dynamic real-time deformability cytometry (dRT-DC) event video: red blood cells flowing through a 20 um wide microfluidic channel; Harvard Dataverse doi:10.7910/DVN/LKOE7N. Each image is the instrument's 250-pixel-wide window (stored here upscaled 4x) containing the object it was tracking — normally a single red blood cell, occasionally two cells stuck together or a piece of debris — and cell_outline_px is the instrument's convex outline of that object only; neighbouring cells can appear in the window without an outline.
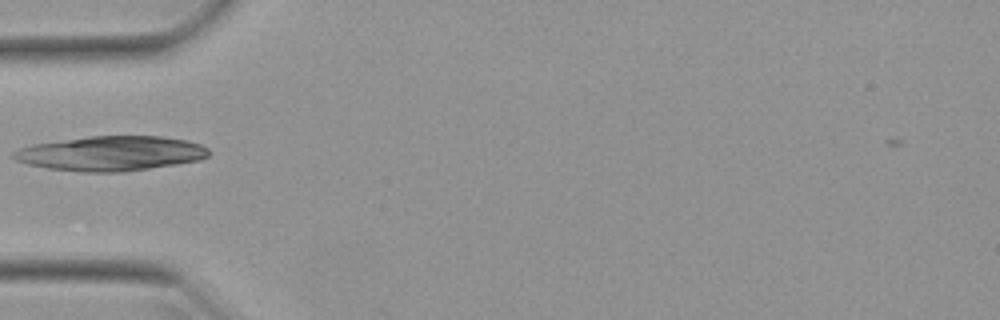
{"species": "Egyptian fruit bat (a non-hibernating species)", "species_latin": "Rousettus aegyptiacus", "temperature_condition": "warm", "stored_images_in_passage": 4, "camera_frame_rate_fps": 3000, "um_per_image_px": 0.085, "animal": {"sex": "female"}, "frame": {"image": 1, "passage_image": 3, "time_ms": 0.667, "image_size_px": [1000, 320], "cell_outline_px": [[208, 156], [200, 160], [176, 164], [124, 172], [84, 172], [48, 168], [28, 164], [16, 160], [12, 156], [12, 152], [20, 148], [32, 144], [88, 136], [160, 136], [188, 140], [200, 144], [208, 148]], "centroid_in_image_um": [9.43, 13.04], "position_along_channel_um": 75.6, "area_um2": 39.48}}